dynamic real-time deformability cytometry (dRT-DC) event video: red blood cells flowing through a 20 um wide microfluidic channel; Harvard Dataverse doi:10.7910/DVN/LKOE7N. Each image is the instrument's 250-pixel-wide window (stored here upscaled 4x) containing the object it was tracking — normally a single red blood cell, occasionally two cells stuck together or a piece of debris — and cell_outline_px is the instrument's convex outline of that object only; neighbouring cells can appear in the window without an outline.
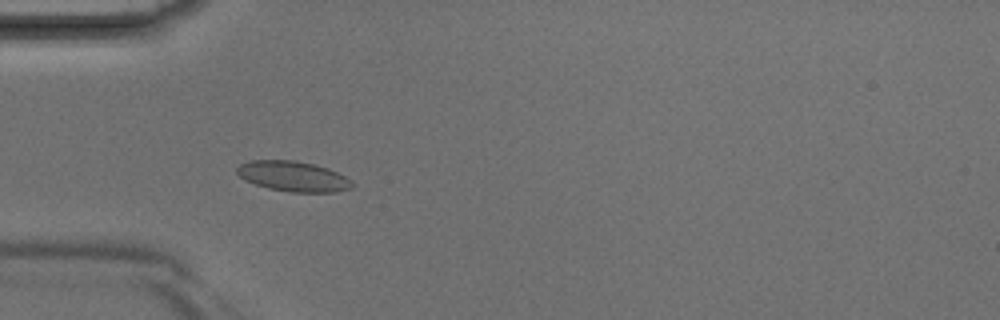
{"species": "Egyptian fruit bat (a non-hibernating species)", "species_latin": "Rousettus aegyptiacus", "temperature_condition": "room temperature", "stored_images_in_passage": 3, "camera_frame_rate_fps": 3000, "um_per_image_px": 0.085, "animal": {"sex": "male"}, "frame": {"image": 1, "passage_image": 2, "time_ms": 0.333, "image_size_px": [1000, 320], "cell_outline_px": [[356, 184], [352, 188], [336, 192], [288, 192], [268, 188], [244, 180], [236, 172], [236, 168], [240, 164], [252, 160], [296, 160], [328, 168], [352, 180]], "centroid_in_image_um": [24.94, 14.99], "position_along_channel_um": 60.1, "area_um2": 20.4}}